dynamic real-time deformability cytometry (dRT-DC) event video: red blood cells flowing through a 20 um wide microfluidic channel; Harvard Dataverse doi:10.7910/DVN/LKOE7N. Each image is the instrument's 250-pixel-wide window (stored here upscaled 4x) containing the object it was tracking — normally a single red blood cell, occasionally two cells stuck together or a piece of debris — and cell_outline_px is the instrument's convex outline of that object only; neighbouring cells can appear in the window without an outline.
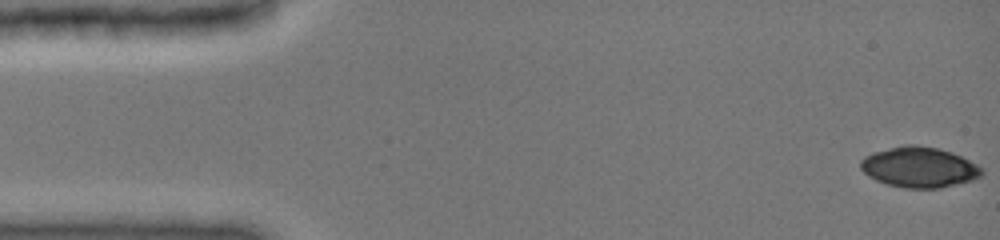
{"species": "common noctule bat (a hibernating species)", "species_latin": "Nyctalus noctula", "temperature_condition": "cold", "stored_images_in_passage": 48, "camera_frame_rate_fps": 3000, "um_per_image_px": 0.085, "animal": {"sex": "female", "body_mass_g": 19.0, "forearm_length_mm": 51.5}, "frame": {"image": 1, "passage_image": 1, "time_ms": 0.0, "image_size_px": [1000, 240], "cell_outline_px": [[984, 172], [980, 176], [972, 180], [940, 188], [904, 188], [888, 184], [876, 180], [868, 176], [860, 168], [860, 160], [864, 156], [872, 152], [904, 144], [916, 144], [936, 148], [952, 152], [984, 168]], "centroid_in_image_um": [78.11, 14.2], "position_along_channel_um": 6.9, "area_um2": 28.67}}
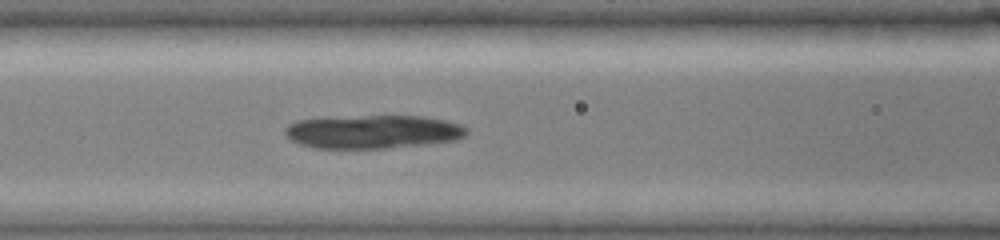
{"frame": {"image": 2, "passage_image": 20, "time_ms": 6.333, "image_size_px": [1000, 240], "cell_outline_px": [[468, 132], [464, 136], [456, 140], [424, 144], [388, 148], [312, 148], [300, 144], [284, 136], [284, 128], [288, 124], [296, 120], [324, 116], [424, 116], [444, 120], [460, 124], [468, 128]], "centroid_in_image_um": [31.62, 11.18], "position_along_channel_um": 135.0, "area_um2": 35.95}}
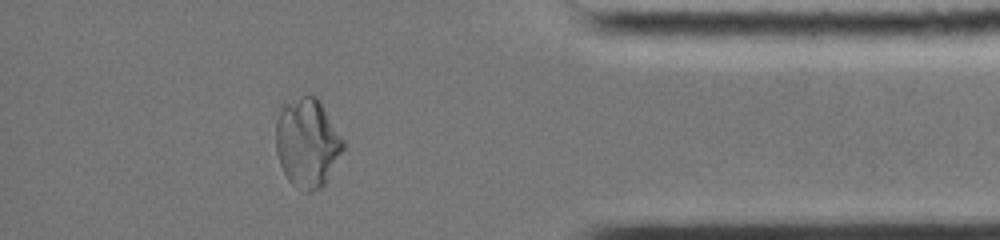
{"frame": {"image": 3, "passage_image": 42, "time_ms": 13.667, "image_size_px": [1000, 240], "cell_outline_px": [[344, 148], [324, 184], [320, 188], [312, 192], [304, 192], [292, 184], [288, 180], [280, 164], [276, 152], [276, 120], [280, 104], [308, 92], [316, 96], [320, 100], [344, 140]], "centroid_in_image_um": [26.09, 12.08], "position_along_channel_um": 409.1, "area_um2": 35.37}}